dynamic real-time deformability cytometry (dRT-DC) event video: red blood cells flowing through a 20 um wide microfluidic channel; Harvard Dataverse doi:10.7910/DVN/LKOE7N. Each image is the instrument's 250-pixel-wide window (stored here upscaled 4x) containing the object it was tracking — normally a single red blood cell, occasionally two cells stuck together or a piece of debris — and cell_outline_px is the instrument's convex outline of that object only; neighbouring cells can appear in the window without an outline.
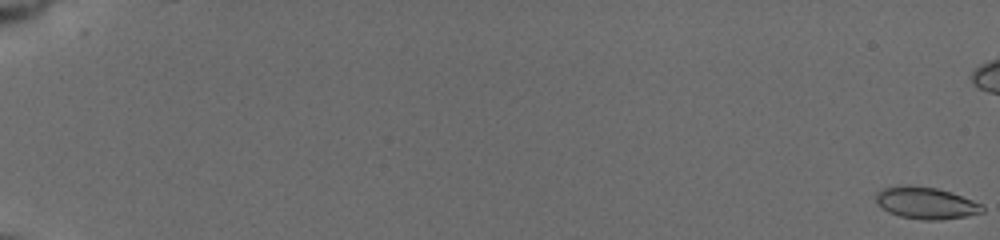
{"species": "common noctule bat (a hibernating species)", "species_latin": "Nyctalus noctula", "temperature_condition": "cold", "stored_images_in_passage": 59, "camera_frame_rate_fps": 3000, "um_per_image_px": 0.085, "animal": {"sex": "female", "body_mass_g": 19.5, "forearm_length_mm": 54.1}, "frame": {"image": 1, "passage_image": 1, "time_ms": 0.0, "image_size_px": [1000, 240], "cell_outline_px": [[984, 212], [964, 216], [940, 220], [920, 220], [900, 216], [888, 212], [880, 208], [876, 204], [876, 192], [884, 188], [908, 184], [936, 188], [952, 192], [984, 204]], "centroid_in_image_um": [78.7, 17.25], "position_along_channel_um": 6.3, "area_um2": 20.06}}
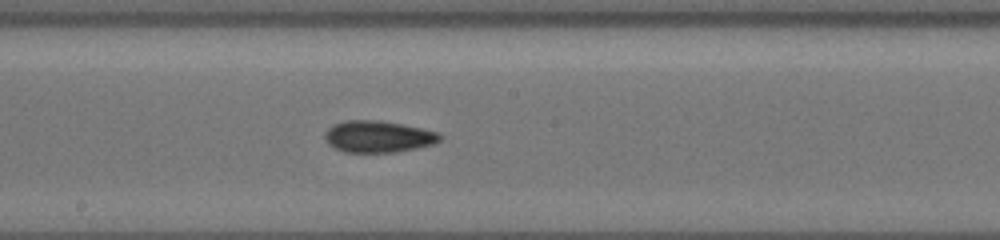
{"frame": {"image": 2, "passage_image": 35, "time_ms": 11.333, "image_size_px": [1000, 240], "cell_outline_px": [[444, 136], [440, 140], [432, 144], [416, 148], [396, 152], [344, 152], [328, 144], [324, 140], [324, 132], [328, 128], [344, 120], [380, 120], [420, 128], [436, 132]], "centroid_in_image_um": [32.11, 11.61], "position_along_channel_um": 216.1, "area_um2": 21.15}}
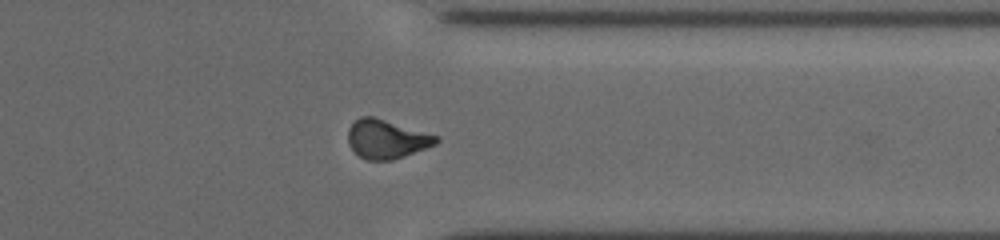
{"frame": {"image": 3, "passage_image": 48, "time_ms": 15.667, "image_size_px": [1000, 240], "cell_outline_px": [[440, 140], [436, 144], [404, 156], [392, 160], [364, 160], [348, 144], [348, 128], [360, 116], [372, 116], [440, 136]], "centroid_in_image_um": [32.86, 11.82], "position_along_channel_um": 378.5, "area_um2": 19.88}, "authors_computed_cell_mechanics": {"area_um2": 19.7676, "velocity_mm_per_s": 3.7679, "shape_relaxation_time_tau1_ms": 6.0619, "shape_relaxation_time_tau2_ms": 3.6572, "deformation_change_tau1": 0.1371, "deformation_change_tau2": 0.0937}}